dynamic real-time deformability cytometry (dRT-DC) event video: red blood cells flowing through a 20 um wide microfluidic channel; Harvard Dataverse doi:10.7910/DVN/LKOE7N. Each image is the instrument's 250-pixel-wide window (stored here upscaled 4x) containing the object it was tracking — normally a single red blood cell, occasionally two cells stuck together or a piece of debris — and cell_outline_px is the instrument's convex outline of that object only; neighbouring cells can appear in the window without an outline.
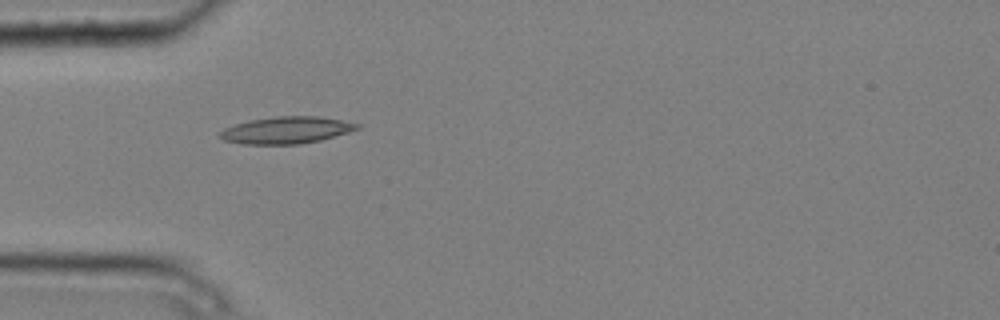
{"species": "common noctule bat (a hibernating species)", "species_latin": "Nyctalus noctula", "temperature_condition": "cold", "stored_images_in_passage": 1, "camera_frame_rate_fps": 3000, "um_per_image_px": 0.085, "animal": {"sex": "male", "body_mass_g": 20.4}, "frame": {"image": 1, "passage_image": 1, "time_ms": 0.0, "image_size_px": [1000, 320], "cell_outline_px": [[360, 128], [348, 132], [320, 140], [300, 144], [240, 144], [224, 140], [220, 136], [220, 132], [224, 128], [236, 124], [252, 120], [276, 116], [316, 116], [340, 120], [360, 124]], "centroid_in_image_um": [24.34, 11.07], "position_along_channel_um": 60.7, "area_um2": 21.27}}